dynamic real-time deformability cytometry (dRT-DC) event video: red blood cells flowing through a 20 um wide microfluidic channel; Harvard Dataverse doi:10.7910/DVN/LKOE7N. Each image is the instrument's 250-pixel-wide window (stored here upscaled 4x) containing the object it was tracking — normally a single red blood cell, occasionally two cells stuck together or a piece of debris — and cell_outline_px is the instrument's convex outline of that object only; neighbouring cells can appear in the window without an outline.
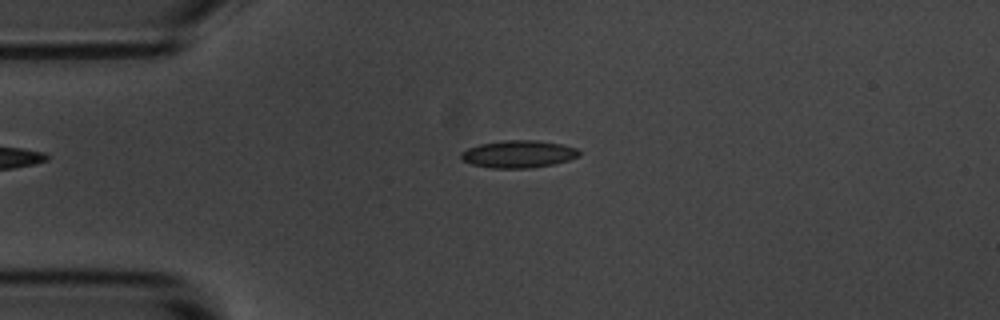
{"species": "common noctule bat (a hibernating species)", "species_latin": "Nyctalus noctula", "temperature_condition": "room temperature", "stored_images_in_passage": 54, "camera_frame_rate_fps": 3000, "um_per_image_px": 0.085, "animal": {"sex": "male", "body_mass_g": 20.1, "forearm_length_mm": 53.5}, "frame": {"image": 1, "passage_image": 12, "time_ms": 3.667, "image_size_px": [1000, 320], "cell_outline_px": [[580, 156], [568, 160], [552, 164], [528, 168], [492, 168], [472, 164], [464, 160], [460, 156], [460, 152], [468, 148], [480, 144], [504, 140], [536, 140], [560, 144], [576, 148], [580, 152]], "centroid_in_image_um": [44.06, 13.09], "position_along_channel_um": 40.9, "area_um2": 18.67}}
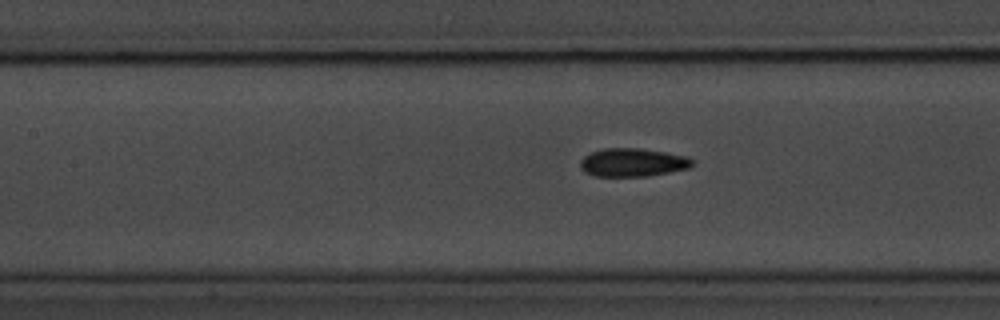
{"frame": {"image": 2, "passage_image": 23, "time_ms": 7.333, "image_size_px": [1000, 320], "cell_outline_px": [[692, 164], [688, 168], [648, 176], [596, 176], [584, 172], [580, 168], [580, 160], [584, 156], [592, 152], [604, 148], [640, 148], [688, 156], [692, 160]], "centroid_in_image_um": [53.74, 13.8], "position_along_channel_um": 153.7, "area_um2": 18.38}}
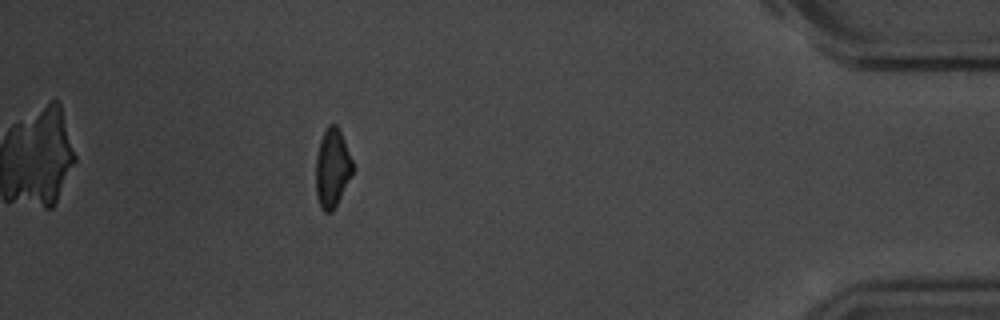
{"frame": {"image": 3, "passage_image": 48, "time_ms": 15.667, "image_size_px": [1000, 320], "cell_outline_px": [[352, 172], [332, 212], [324, 212], [320, 208], [316, 196], [316, 156], [320, 140], [328, 124], [336, 124], [344, 140], [352, 160]], "centroid_in_image_um": [28.2, 14.29], "position_along_channel_um": 407.0, "area_um2": 16.53}, "authors_computed_cell_mechanics": {"area_um2": 17.7157, "velocity_mm_per_s": 3.6646, "shape_relaxation_time_tau1_ms": 2.8697, "shape_relaxation_time_tau2_ms": 3.0355, "deformation_change_tau1": 0.0991, "deformation_change_tau2": 0.0886}}